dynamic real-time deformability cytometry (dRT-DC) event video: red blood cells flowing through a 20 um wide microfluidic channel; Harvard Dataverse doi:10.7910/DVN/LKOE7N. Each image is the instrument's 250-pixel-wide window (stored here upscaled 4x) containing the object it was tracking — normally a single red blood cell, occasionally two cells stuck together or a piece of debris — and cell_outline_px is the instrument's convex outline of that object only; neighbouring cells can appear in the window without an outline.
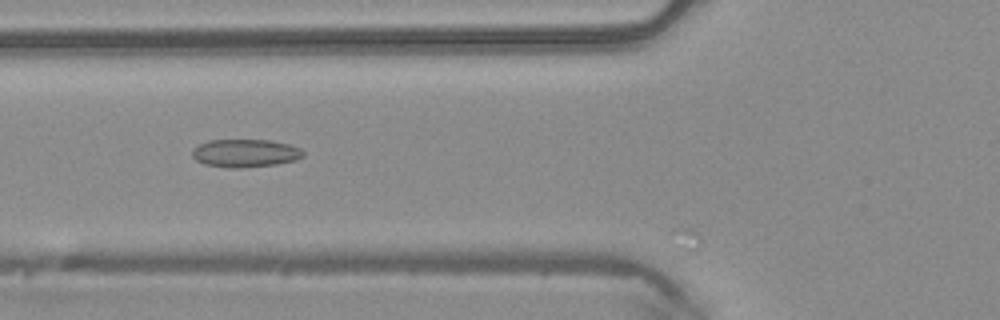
{"species": "common noctule bat (a hibernating species)", "species_latin": "Nyctalus noctula", "temperature_condition": "warm", "stored_images_in_passage": 10, "camera_frame_rate_fps": 3000, "um_per_image_px": 0.085, "animal": {"sex": "male", "body_mass_g": 20.4}, "frame": {"image": 1, "passage_image": 8, "time_ms": 2.333, "image_size_px": [1000, 320], "cell_outline_px": [[304, 156], [296, 160], [276, 164], [240, 168], [232, 168], [204, 164], [196, 160], [192, 156], [192, 148], [208, 140], [272, 140], [288, 144], [300, 148], [304, 152]], "centroid_in_image_um": [20.84, 13.01], "position_along_channel_um": 105.0, "area_um2": 18.15}}